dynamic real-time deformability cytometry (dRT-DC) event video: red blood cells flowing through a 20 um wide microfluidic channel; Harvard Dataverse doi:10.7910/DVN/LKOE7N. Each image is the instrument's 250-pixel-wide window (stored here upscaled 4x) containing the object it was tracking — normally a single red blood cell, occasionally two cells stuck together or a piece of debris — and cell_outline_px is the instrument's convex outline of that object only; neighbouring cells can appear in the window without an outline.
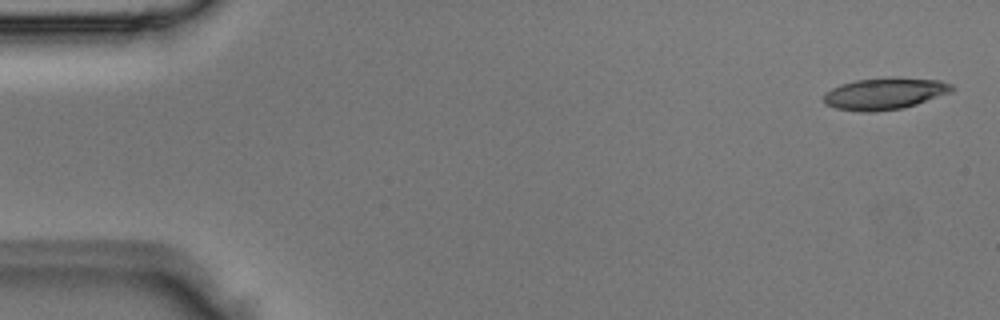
{"species": "Egyptian fruit bat (a non-hibernating species)", "species_latin": "Rousettus aegyptiacus", "temperature_condition": "room temperature", "stored_images_in_passage": 5, "camera_frame_rate_fps": 3000, "um_per_image_px": 0.085, "animal": {"sex": "male"}, "frame": {"image": 1, "passage_image": 1, "time_ms": 0.0, "image_size_px": [1000, 320], "cell_outline_px": [[956, 88], [952, 92], [916, 104], [900, 108], [876, 112], [860, 112], [836, 108], [828, 104], [824, 100], [824, 92], [840, 84], [856, 80], [892, 76], [900, 76], [940, 80], [952, 84]], "centroid_in_image_um": [75.24, 7.93], "position_along_channel_um": 9.8, "area_um2": 24.04}}
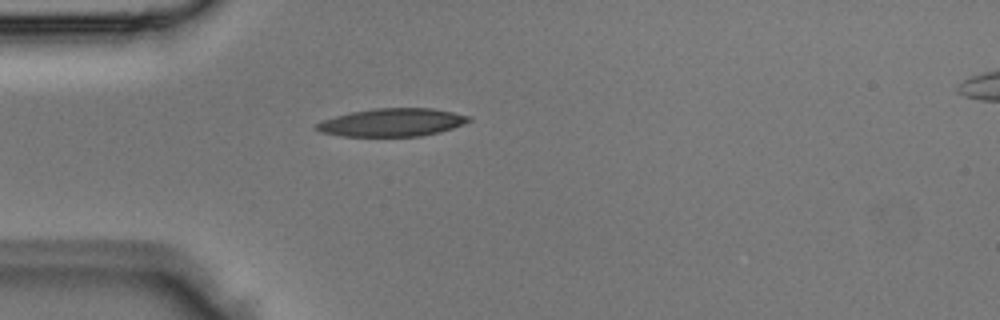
{"frame": {"image": 2, "passage_image": 4, "time_ms": 1.0, "image_size_px": [1000, 320], "cell_outline_px": [[472, 120], [464, 124], [440, 132], [420, 136], [340, 136], [320, 132], [316, 128], [316, 124], [324, 120], [336, 116], [352, 112], [376, 108], [432, 108], [452, 112], [468, 116]], "centroid_in_image_um": [33.34, 10.41], "position_along_channel_um": 51.7, "area_um2": 24.62}}